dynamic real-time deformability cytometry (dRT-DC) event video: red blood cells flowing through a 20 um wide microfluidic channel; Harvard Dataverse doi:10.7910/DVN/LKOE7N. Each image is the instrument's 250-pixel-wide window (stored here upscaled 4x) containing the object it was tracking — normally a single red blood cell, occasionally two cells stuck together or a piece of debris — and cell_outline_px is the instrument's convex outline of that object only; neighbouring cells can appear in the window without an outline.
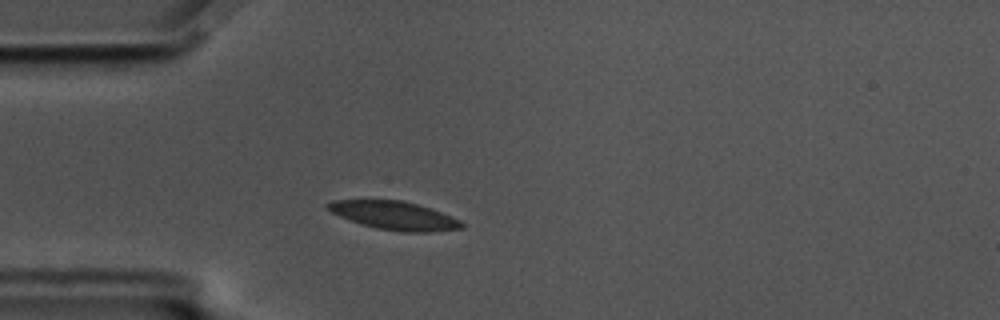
{"species": "common noctule bat (a hibernating species)", "species_latin": "Nyctalus noctula", "temperature_condition": "cold", "stored_images_in_passage": 45, "camera_frame_rate_fps": 3000, "um_per_image_px": 0.085, "animal": {"sex": "male", "body_mass_g": 17.5, "forearm_length_mm": 52.3}, "frame": {"image": 1, "passage_image": 3, "time_ms": 0.667, "image_size_px": [1000, 320], "cell_outline_px": [[464, 228], [428, 232], [400, 232], [376, 228], [360, 224], [340, 216], [332, 212], [324, 204], [332, 200], [400, 200], [416, 204], [440, 212], [460, 220], [464, 224]], "centroid_in_image_um": [33.5, 18.33], "position_along_channel_um": 51.5, "area_um2": 21.96}}
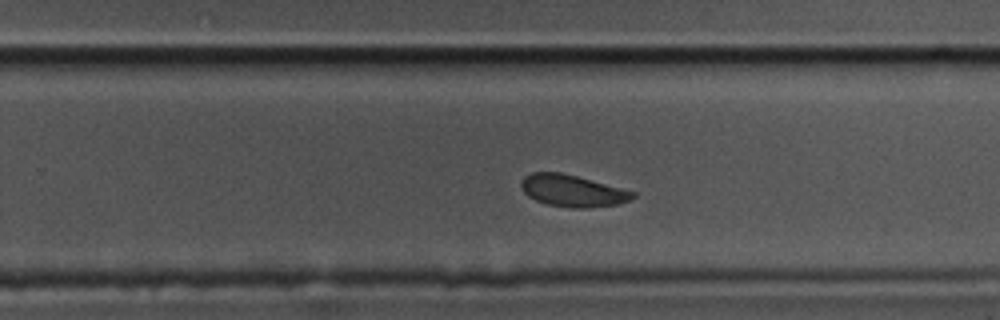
{"frame": {"image": 2, "passage_image": 24, "time_ms": 7.667, "image_size_px": [1000, 320], "cell_outline_px": [[636, 196], [632, 200], [616, 204], [588, 208], [572, 208], [548, 204], [536, 200], [528, 196], [520, 188], [520, 180], [524, 176], [532, 172], [560, 172], [576, 176], [636, 192]], "centroid_in_image_um": [48.64, 16.21], "position_along_channel_um": 281.2, "area_um2": 20.69}}
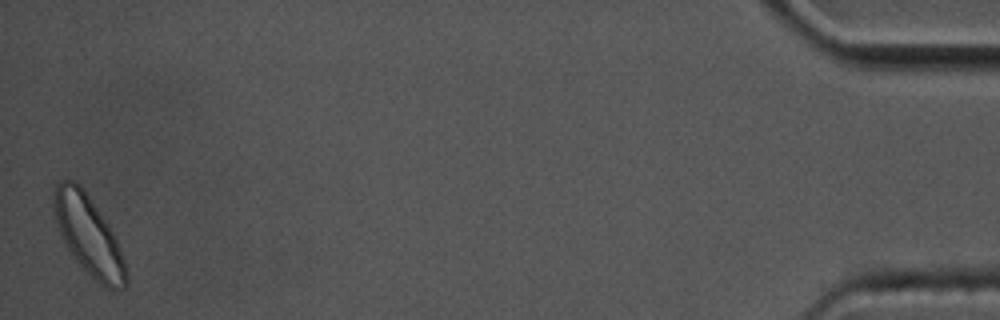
{"frame": {"image": 3, "passage_image": 45, "time_ms": 14.667, "image_size_px": [1000, 320], "cell_outline_px": [[128, 280], [124, 288], [108, 288], [100, 284], [76, 260], [68, 248], [60, 232], [56, 220], [52, 204], [52, 192], [56, 184], [60, 180], [76, 180], [80, 184], [108, 224], [116, 240], [124, 260], [128, 272]], "centroid_in_image_um": [7.51, 19.96], "position_along_channel_um": 427.7, "area_um2": 32.83}, "authors_computed_cell_mechanics": {"area_um2": 21.964, "velocity_mm_per_s": 3.4165, "shape_relaxation_time_tau1_ms": 2.4109, "shape_relaxation_time_tau2_ms": null, "deformation_change_tau1": 0.0812, "deformation_change_tau2": null}}